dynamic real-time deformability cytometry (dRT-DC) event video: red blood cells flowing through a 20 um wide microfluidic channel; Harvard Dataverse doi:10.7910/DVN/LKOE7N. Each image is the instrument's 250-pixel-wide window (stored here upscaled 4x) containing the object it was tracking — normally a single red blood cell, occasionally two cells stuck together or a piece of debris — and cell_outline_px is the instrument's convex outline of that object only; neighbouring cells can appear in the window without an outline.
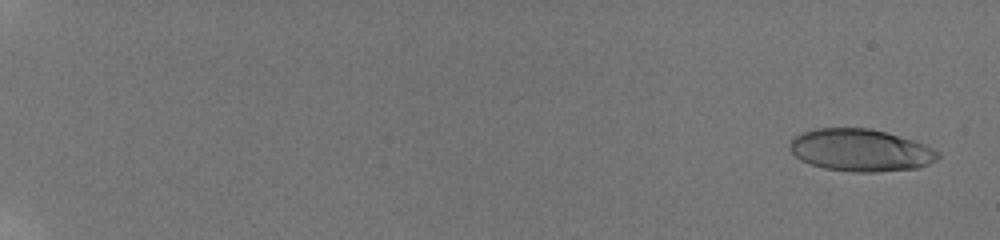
{"species": "human", "species_latin": "Homo sapiens", "temperature_condition": "room temperature", "stored_images_in_passage": 59, "camera_frame_rate_fps": 3000, "um_per_image_px": 0.085, "donor": {"sex": "male"}, "frame": {"image": 1, "passage_image": 3, "time_ms": 0.667, "image_size_px": [1000, 240], "cell_outline_px": [[940, 156], [936, 160], [928, 164], [916, 168], [876, 172], [852, 172], [824, 168], [812, 164], [796, 156], [788, 148], [788, 144], [796, 136], [804, 132], [816, 128], [872, 128], [912, 140], [924, 144], [936, 152]], "centroid_in_image_um": [73.13, 12.76], "position_along_channel_um": 11.9, "area_um2": 36.13}}
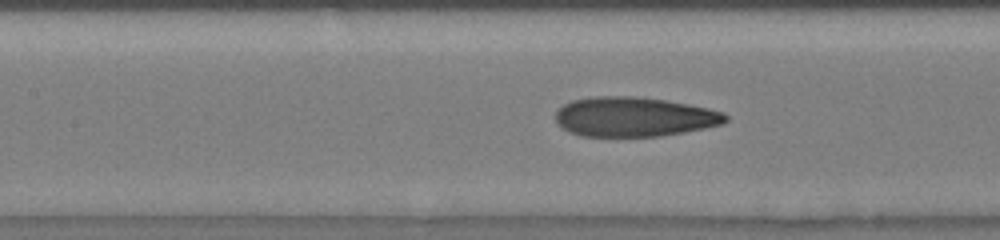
{"frame": {"image": 2, "passage_image": 32, "time_ms": 10.333, "image_size_px": [1000, 240], "cell_outline_px": [[728, 120], [724, 124], [684, 132], [660, 136], [580, 136], [568, 132], [556, 120], [556, 112], [564, 104], [572, 100], [596, 96], [632, 96], [664, 100], [688, 104], [708, 108], [724, 112], [728, 116]], "centroid_in_image_um": [53.92, 9.93], "position_along_channel_um": 153.5, "area_um2": 39.13}}
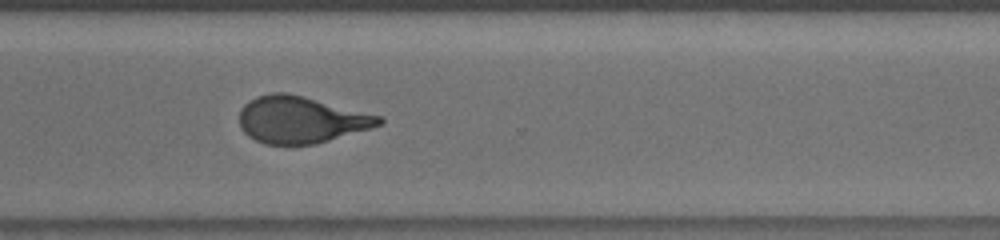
{"frame": {"image": 3, "passage_image": 47, "time_ms": 15.333, "image_size_px": [1000, 240], "cell_outline_px": [[384, 120], [380, 124], [372, 128], [316, 144], [264, 144], [248, 136], [240, 128], [240, 108], [248, 100], [256, 96], [272, 92], [288, 92], [384, 116]], "centroid_in_image_um": [25.58, 10.16], "position_along_channel_um": 345.0, "area_um2": 38.44}, "authors_computed_cell_mechanics": {"area_um2": 37.9168, "velocity_mm_per_s": 3.8329, "shape_relaxation_time_tau1_ms": 6.5608, "shape_relaxation_time_tau2_ms": 1.3626, "deformation_change_tau1": 0.2395, "deformation_change_tau2": 0.0906}}